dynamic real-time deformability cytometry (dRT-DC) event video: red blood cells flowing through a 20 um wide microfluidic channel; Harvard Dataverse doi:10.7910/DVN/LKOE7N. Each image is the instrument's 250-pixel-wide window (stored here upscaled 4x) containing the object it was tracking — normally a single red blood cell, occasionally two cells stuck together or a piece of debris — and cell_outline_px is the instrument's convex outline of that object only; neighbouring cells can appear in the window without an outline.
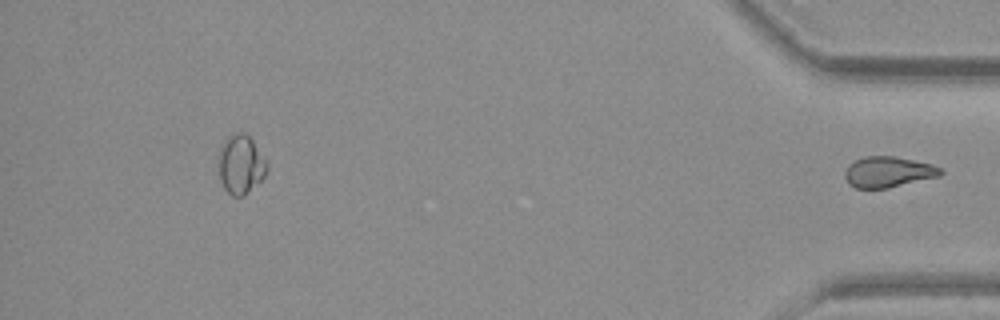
{"species": "common noctule bat (a hibernating species)", "species_latin": "Nyctalus noctula", "temperature_condition": "warm", "stored_images_in_passage": 45, "segment_of_instrument_passage": [2, 2], "camera_frame_rate_fps": 3000, "um_per_image_px": 0.085, "animal": {"sex": "female", "body_mass_g": 19.3, "forearm_length_mm": 54.1}, "frame": {"image": 1, "passage_image": 45, "time_ms": 14.667, "image_size_px": [1000, 320], "cell_outline_px": [[944, 172], [940, 176], [888, 188], [856, 188], [848, 184], [844, 176], [844, 172], [848, 164], [864, 156], [896, 156], [932, 164], [940, 168]], "centroid_in_image_um": [75.48, 14.61], "position_along_channel_um": 359.7, "area_um2": 17.28}}